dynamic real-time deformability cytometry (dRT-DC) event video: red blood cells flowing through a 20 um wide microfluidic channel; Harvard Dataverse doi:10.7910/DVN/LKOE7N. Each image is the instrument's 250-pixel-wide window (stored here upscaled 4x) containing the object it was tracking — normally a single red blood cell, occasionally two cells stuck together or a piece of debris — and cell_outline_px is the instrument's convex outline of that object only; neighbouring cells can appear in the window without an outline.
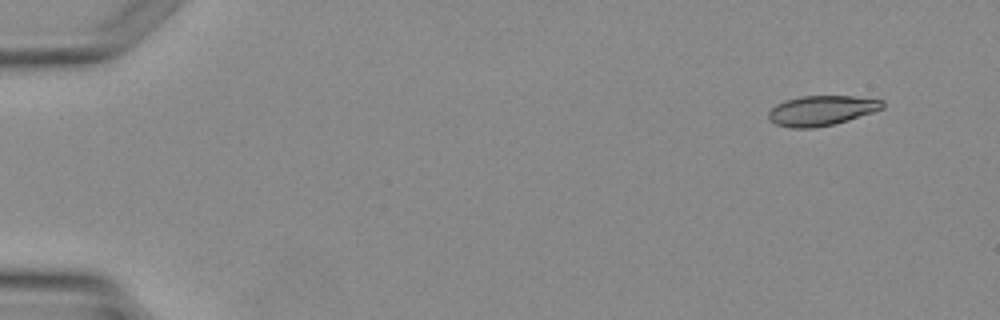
{"species": "Egyptian fruit bat (a non-hibernating species)", "species_latin": "Rousettus aegyptiacus", "temperature_condition": "warm", "stored_images_in_passage": 4, "camera_frame_rate_fps": 3000, "um_per_image_px": 0.085, "animal": {"sex": "female"}, "frame": {"image": 1, "passage_image": 4, "time_ms": 3.667, "image_size_px": [1000, 320], "cell_outline_px": [[884, 108], [836, 124], [812, 128], [788, 128], [776, 124], [768, 120], [768, 112], [776, 104], [784, 100], [800, 96], [856, 96], [884, 100]], "centroid_in_image_um": [69.81, 9.4], "position_along_channel_um": 15.2, "area_um2": 20.11}}